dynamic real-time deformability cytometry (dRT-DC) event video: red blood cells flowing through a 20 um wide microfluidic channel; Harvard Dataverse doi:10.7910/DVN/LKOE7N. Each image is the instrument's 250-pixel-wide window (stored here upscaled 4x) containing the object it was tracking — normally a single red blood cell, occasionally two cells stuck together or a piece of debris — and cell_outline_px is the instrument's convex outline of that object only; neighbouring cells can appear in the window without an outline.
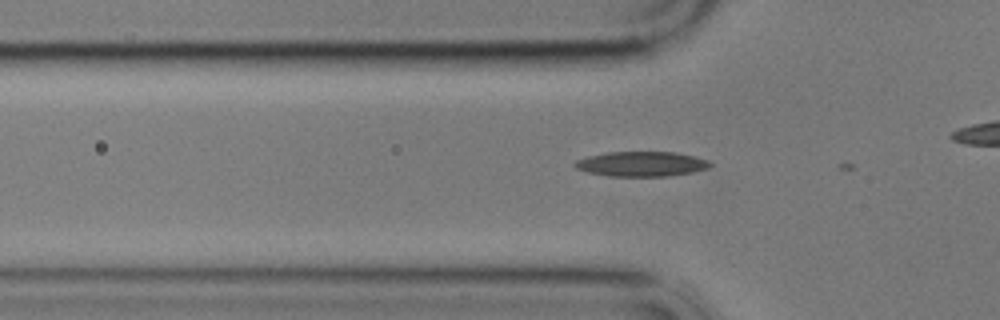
{"species": "common noctule bat (a hibernating species)", "species_latin": "Nyctalus noctula", "temperature_condition": "cold", "stored_images_in_passage": 5, "camera_frame_rate_fps": 3000, "um_per_image_px": 0.085, "animal": {"sex": "male", "body_mass_g": 17.9}, "frame": {"image": 1, "passage_image": 4, "time_ms": 1.0, "image_size_px": [1000, 320], "cell_outline_px": [[712, 164], [708, 168], [692, 172], [668, 176], [608, 176], [588, 172], [576, 168], [572, 164], [576, 160], [588, 156], [608, 152], [672, 152], [692, 156], [708, 160]], "centroid_in_image_um": [54.49, 13.94], "position_along_channel_um": 71.3, "area_um2": 19.48}}